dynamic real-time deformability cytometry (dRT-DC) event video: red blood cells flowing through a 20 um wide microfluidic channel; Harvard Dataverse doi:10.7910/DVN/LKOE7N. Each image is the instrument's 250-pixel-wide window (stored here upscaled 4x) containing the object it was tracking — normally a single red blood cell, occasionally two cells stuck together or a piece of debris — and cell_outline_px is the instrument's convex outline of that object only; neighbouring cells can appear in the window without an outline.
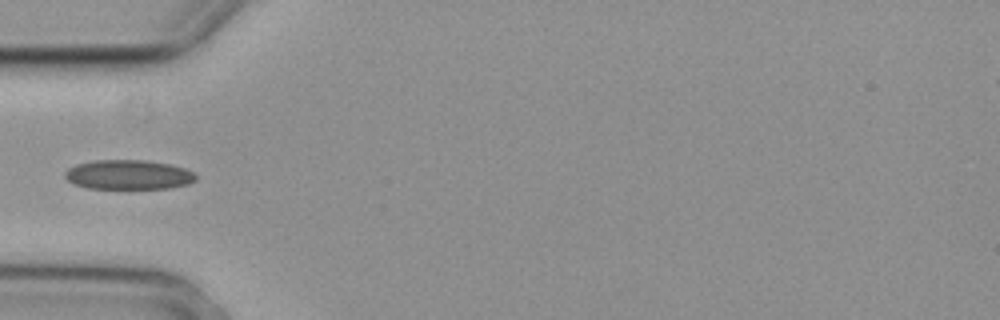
{"species": "common noctule bat (a hibernating species)", "species_latin": "Nyctalus noctula", "temperature_condition": "cold", "stored_images_in_passage": 4, "camera_frame_rate_fps": 3000, "um_per_image_px": 0.085, "animal": {"sex": "female", "body_mass_g": 29.2, "forearm_length_mm": 56.3}, "frame": {"image": 1, "passage_image": 4, "time_ms": 1.0, "image_size_px": [1000, 320], "cell_outline_px": [[196, 180], [188, 184], [168, 188], [88, 188], [72, 184], [64, 176], [64, 172], [68, 168], [76, 164], [96, 160], [144, 160], [168, 164], [184, 168], [192, 172], [196, 176]], "centroid_in_image_um": [10.88, 14.85], "position_along_channel_um": 74.1, "area_um2": 22.43}}